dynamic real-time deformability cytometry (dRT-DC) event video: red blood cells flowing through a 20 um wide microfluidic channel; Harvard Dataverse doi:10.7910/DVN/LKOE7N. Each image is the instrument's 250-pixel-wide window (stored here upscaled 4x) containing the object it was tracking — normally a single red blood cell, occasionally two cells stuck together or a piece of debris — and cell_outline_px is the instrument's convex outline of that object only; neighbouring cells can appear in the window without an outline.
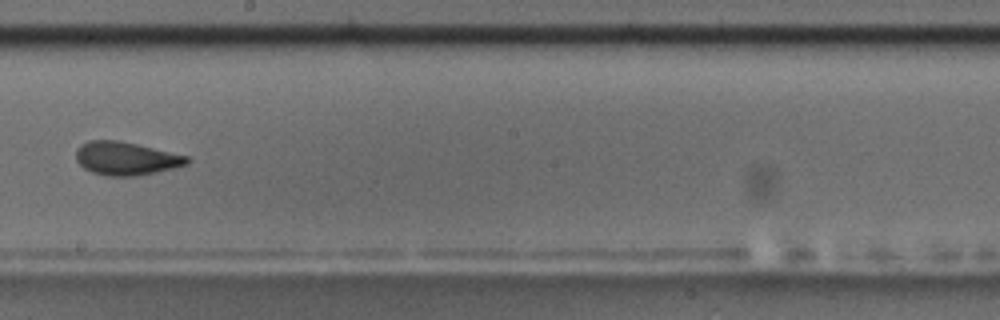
{"species": "common noctule bat (a hibernating species)", "species_latin": "Nyctalus noctula", "temperature_condition": "room temperature", "stored_images_in_passage": 13, "camera_frame_rate_fps": 3000, "um_per_image_px": 0.085, "animal": {"sex": "male", "body_mass_g": 17.5, "forearm_length_mm": 52.3}, "frame": {"image": 1, "passage_image": 6, "time_ms": 6.0, "image_size_px": [1000, 320], "cell_outline_px": [[192, 160], [188, 164], [176, 168], [136, 176], [108, 176], [92, 172], [84, 168], [76, 160], [76, 148], [80, 144], [88, 140], [116, 140], [136, 144], [188, 156]], "centroid_in_image_um": [10.71, 13.47], "position_along_channel_um": 237.5, "area_um2": 21.62}, "authors_computed_cell_mechanics": {"area_um2": 21.386, "velocity_mm_per_s": 3.5544, "shape_relaxation_time_tau1_ms": 9.304, "shape_relaxation_time_tau2_ms": 2.0289, "deformation_change_tau1": 0.1705, "deformation_change_tau2": 0.0929}}